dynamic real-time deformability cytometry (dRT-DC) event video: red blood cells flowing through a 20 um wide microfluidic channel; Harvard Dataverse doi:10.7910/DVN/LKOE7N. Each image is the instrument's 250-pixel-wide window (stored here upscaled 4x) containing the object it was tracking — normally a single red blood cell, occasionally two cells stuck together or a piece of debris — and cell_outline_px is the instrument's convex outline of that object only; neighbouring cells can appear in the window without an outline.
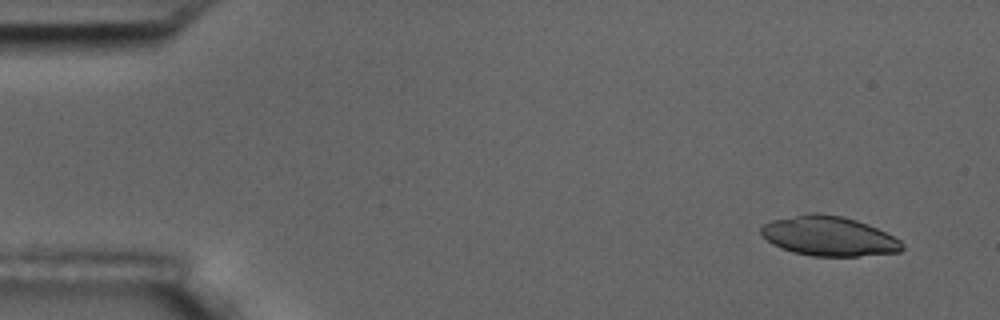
{"species": "common noctule bat (a hibernating species)", "species_latin": "Nyctalus noctula", "temperature_condition": "room temperature", "stored_images_in_passage": 5, "camera_frame_rate_fps": 3000, "um_per_image_px": 0.085, "animal": {"sex": "male", "body_mass_g": 17.5, "forearm_length_mm": 52.3}, "frame": {"image": 1, "passage_image": 1, "time_ms": 0.0, "image_size_px": [1000, 320], "cell_outline_px": [[904, 248], [900, 252], [856, 256], [812, 256], [792, 252], [780, 248], [772, 244], [760, 236], [760, 228], [764, 224], [772, 220], [808, 212], [820, 212], [840, 216], [856, 220], [868, 224], [900, 240], [904, 244]], "centroid_in_image_um": [70.41, 20.06], "position_along_channel_um": 14.6, "area_um2": 32.83}}